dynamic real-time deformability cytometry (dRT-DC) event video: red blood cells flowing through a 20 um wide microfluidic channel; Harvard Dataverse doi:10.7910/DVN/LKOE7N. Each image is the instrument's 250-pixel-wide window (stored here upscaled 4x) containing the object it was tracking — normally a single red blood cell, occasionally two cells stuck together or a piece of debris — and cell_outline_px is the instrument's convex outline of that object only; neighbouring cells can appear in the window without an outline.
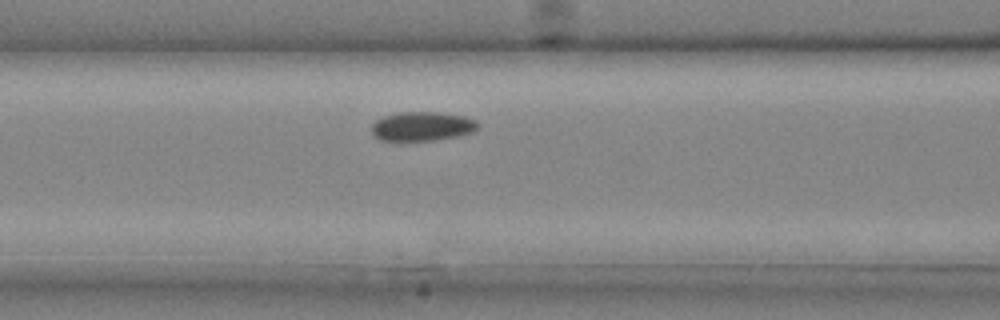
{"species": "common noctule bat (a hibernating species)", "species_latin": "Nyctalus noctula", "temperature_condition": "cold", "stored_images_in_passage": 23, "camera_frame_rate_fps": 3000, "um_per_image_px": 0.085, "animal": {"sex": "male", "body_mass_g": 20.4}, "frame": {"image": 1, "passage_image": 9, "time_ms": 2.667, "image_size_px": [1000, 320], "cell_outline_px": [[480, 124], [472, 132], [456, 136], [432, 140], [380, 140], [372, 136], [372, 124], [376, 120], [384, 116], [396, 112], [444, 112], [464, 116], [476, 120]], "centroid_in_image_um": [35.87, 10.72], "position_along_channel_um": 130.7, "area_um2": 18.09}}
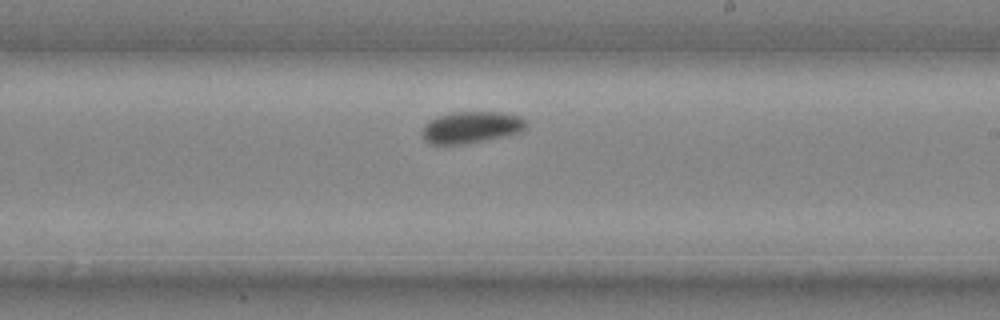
{"frame": {"image": 2, "passage_image": 15, "time_ms": 4.667, "image_size_px": [1000, 320], "cell_outline_px": [[528, 124], [520, 132], [504, 136], [484, 140], [460, 144], [432, 144], [424, 140], [420, 132], [424, 124], [436, 116], [452, 112], [504, 112], [520, 116], [528, 120]], "centroid_in_image_um": [40.04, 10.8], "position_along_channel_um": 249.0, "area_um2": 19.36}}
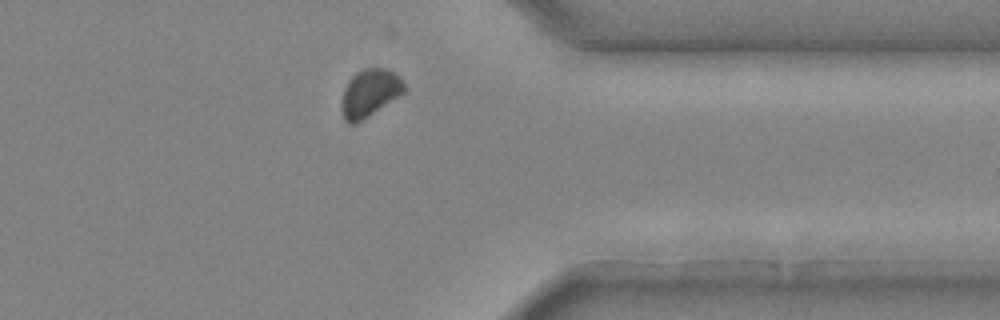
{"frame": {"image": 3, "passage_image": 22, "time_ms": 7.0, "image_size_px": [1000, 320], "cell_outline_px": [[404, 92], [356, 124], [348, 124], [344, 120], [340, 108], [340, 104], [344, 88], [348, 80], [356, 72], [364, 68], [388, 68], [396, 72], [400, 76], [404, 84]], "centroid_in_image_um": [31.39, 7.89], "position_along_channel_um": 380.0, "area_um2": 17.51}}